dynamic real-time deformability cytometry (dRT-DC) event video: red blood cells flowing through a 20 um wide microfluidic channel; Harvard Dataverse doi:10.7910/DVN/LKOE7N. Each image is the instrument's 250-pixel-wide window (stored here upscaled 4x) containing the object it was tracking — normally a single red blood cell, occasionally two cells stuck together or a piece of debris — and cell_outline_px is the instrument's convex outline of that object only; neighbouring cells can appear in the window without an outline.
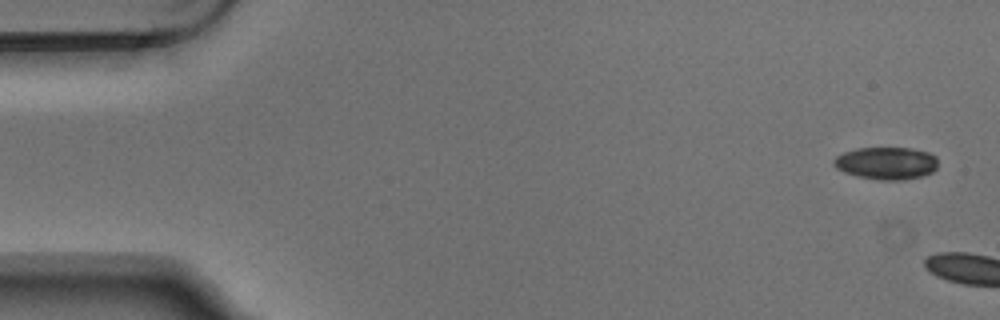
{"species": "Egyptian fruit bat (a non-hibernating species)", "species_latin": "Rousettus aegyptiacus", "temperature_condition": "warm", "stored_images_in_passage": 2, "camera_frame_rate_fps": 3000, "um_per_image_px": 0.085, "animal": {"sex": "male"}, "frame": {"image": 1, "passage_image": 1, "time_ms": 0.0, "image_size_px": [1000, 320], "cell_outline_px": [[936, 168], [932, 172], [924, 176], [904, 180], [880, 180], [856, 176], [844, 172], [836, 168], [832, 164], [832, 160], [836, 156], [844, 152], [856, 148], [912, 148], [928, 152], [936, 156]], "centroid_in_image_um": [75.32, 13.87], "position_along_channel_um": 9.7, "area_um2": 19.88}}